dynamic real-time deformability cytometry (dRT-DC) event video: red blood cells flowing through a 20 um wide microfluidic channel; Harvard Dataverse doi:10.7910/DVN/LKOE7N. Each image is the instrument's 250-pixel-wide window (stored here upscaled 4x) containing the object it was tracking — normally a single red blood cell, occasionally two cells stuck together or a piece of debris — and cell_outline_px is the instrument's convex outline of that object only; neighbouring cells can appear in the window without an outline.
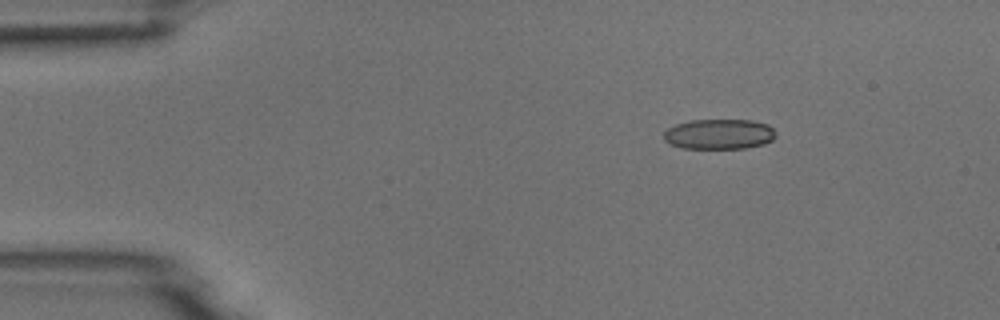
{"species": "common noctule bat (a hibernating species)", "species_latin": "Nyctalus noctula", "temperature_condition": "room temperature", "stored_images_in_passage": 4, "camera_frame_rate_fps": 3000, "um_per_image_px": 0.085, "animal": {"sex": "male", "body_mass_g": 18.8}, "frame": {"image": 1, "passage_image": 2, "time_ms": 1.333, "image_size_px": [1000, 320], "cell_outline_px": [[776, 136], [772, 140], [764, 144], [744, 148], [680, 148], [668, 144], [664, 140], [664, 132], [668, 128], [676, 124], [692, 120], [752, 120], [768, 124], [776, 132]], "centroid_in_image_um": [61.12, 11.4], "position_along_channel_um": 23.9, "area_um2": 19.83}}